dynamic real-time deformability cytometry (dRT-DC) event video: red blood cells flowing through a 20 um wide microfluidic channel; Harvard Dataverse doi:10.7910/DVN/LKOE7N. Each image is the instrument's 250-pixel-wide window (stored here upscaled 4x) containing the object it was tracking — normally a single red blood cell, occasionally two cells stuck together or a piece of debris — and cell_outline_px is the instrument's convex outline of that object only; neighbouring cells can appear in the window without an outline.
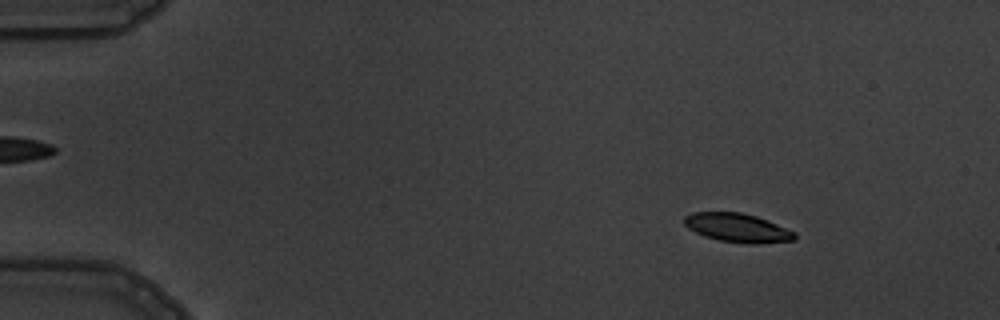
{"species": "common noctule bat (a hibernating species)", "species_latin": "Nyctalus noctula", "temperature_condition": "warm", "stored_images_in_passage": 4, "camera_frame_rate_fps": 3000, "um_per_image_px": 0.085, "animal": {"sex": "male", "body_mass_g": 19.5, "forearm_length_mm": 54.6}, "frame": {"image": 1, "passage_image": 1, "time_ms": 0.0, "image_size_px": [1000, 320], "cell_outline_px": [[796, 240], [756, 244], [748, 244], [720, 240], [704, 236], [688, 228], [684, 224], [684, 216], [692, 212], [740, 212], [756, 216], [796, 232]], "centroid_in_image_um": [62.69, 19.36], "position_along_channel_um": 22.3, "area_um2": 18.5}}
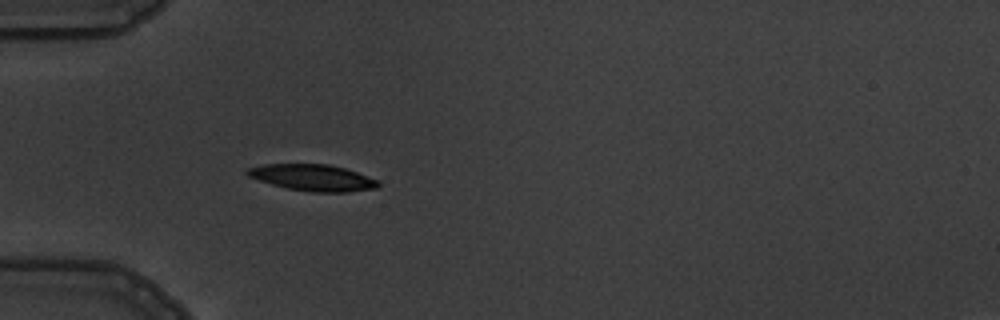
{"frame": {"image": 2, "passage_image": 4, "time_ms": 3.333, "image_size_px": [1000, 320], "cell_outline_px": [[380, 184], [376, 188], [348, 192], [312, 192], [288, 188], [272, 184], [248, 176], [244, 172], [248, 168], [264, 164], [328, 164], [344, 168], [380, 180]], "centroid_in_image_um": [26.6, 15.1], "position_along_channel_um": 58.4, "area_um2": 20.06}}